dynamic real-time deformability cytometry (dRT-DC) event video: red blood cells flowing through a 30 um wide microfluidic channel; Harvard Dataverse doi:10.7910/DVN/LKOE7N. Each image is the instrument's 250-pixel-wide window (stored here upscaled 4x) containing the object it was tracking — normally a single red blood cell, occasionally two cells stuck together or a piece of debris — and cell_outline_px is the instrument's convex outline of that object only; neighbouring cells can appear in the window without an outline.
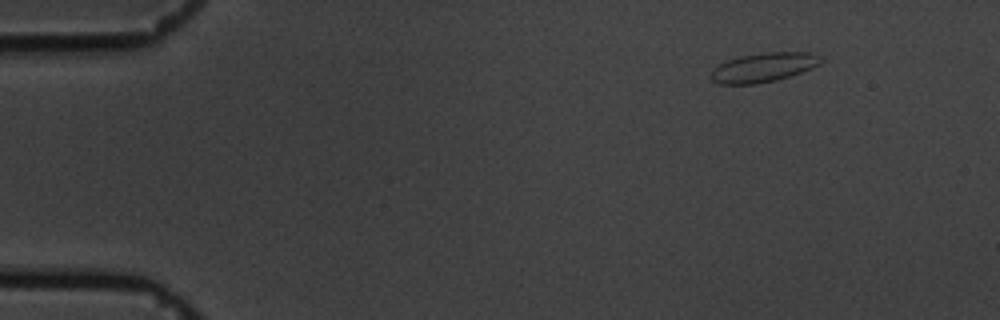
{"species": "common noctule bat (a hibernating species)", "species_latin": "Nyctalus noctula", "temperature_condition": "cold", "stored_images_in_passage": 16, "camera_frame_rate_fps": 3000, "um_per_image_px": 0.085, "animal": {"sex": "male", "body_mass_g": 19.5, "forearm_length_mm": 54.6}, "frame": {"image": 1, "passage_image": 1, "time_ms": 0.0, "image_size_px": [1000, 320], "cell_outline_px": [[824, 60], [820, 64], [812, 68], [776, 80], [756, 84], [720, 84], [712, 80], [712, 72], [720, 64], [728, 60], [744, 56], [768, 52], [808, 52]], "centroid_in_image_um": [64.92, 5.74], "position_along_channel_um": 20.1, "area_um2": 18.21}}
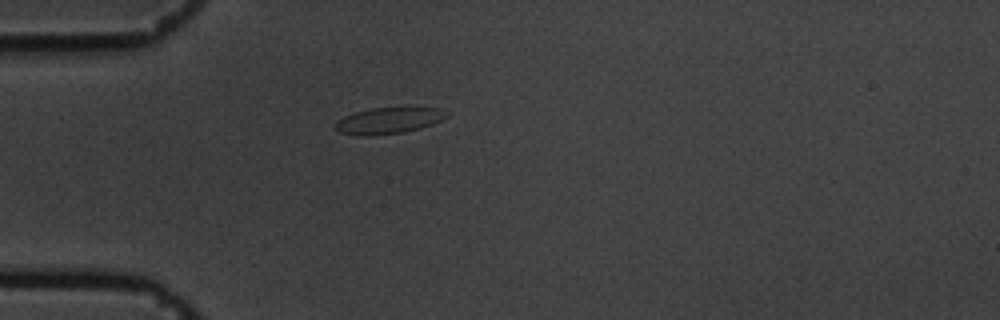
{"frame": {"image": 2, "passage_image": 11, "time_ms": 3.333, "image_size_px": [1000, 320], "cell_outline_px": [[448, 116], [432, 124], [420, 128], [404, 132], [368, 136], [356, 136], [340, 132], [336, 128], [336, 124], [344, 116], [356, 112], [372, 108], [440, 108], [448, 112]], "centroid_in_image_um": [33.04, 10.26], "position_along_channel_um": 52.0, "area_um2": 16.76}}